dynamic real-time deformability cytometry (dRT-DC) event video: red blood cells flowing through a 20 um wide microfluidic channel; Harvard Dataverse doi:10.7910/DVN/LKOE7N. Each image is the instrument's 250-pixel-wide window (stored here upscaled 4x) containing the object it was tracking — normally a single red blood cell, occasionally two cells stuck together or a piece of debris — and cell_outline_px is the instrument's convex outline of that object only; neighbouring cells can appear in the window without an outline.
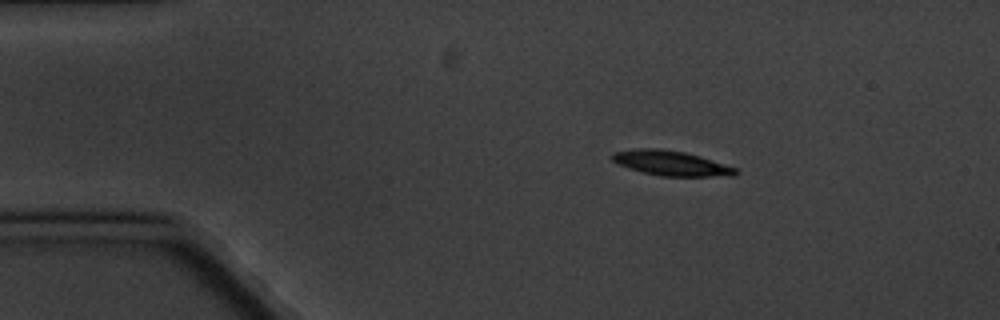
{"species": "common noctule bat (a hibernating species)", "species_latin": "Nyctalus noctula", "temperature_condition": "cold", "stored_images_in_passage": 3, "camera_frame_rate_fps": 3000, "um_per_image_px": 0.085, "animal": {"sex": "male", "body_mass_g": 20.1, "forearm_length_mm": 53.5}, "frame": {"image": 1, "passage_image": 2, "time_ms": 1.0, "image_size_px": [1000, 320], "cell_outline_px": [[740, 172], [736, 176], [660, 176], [628, 168], [616, 164], [612, 160], [612, 152], [632, 148], [660, 148], [684, 152], [700, 156], [736, 168]], "centroid_in_image_um": [57.02, 13.86], "position_along_channel_um": 28.0, "area_um2": 18.03}}